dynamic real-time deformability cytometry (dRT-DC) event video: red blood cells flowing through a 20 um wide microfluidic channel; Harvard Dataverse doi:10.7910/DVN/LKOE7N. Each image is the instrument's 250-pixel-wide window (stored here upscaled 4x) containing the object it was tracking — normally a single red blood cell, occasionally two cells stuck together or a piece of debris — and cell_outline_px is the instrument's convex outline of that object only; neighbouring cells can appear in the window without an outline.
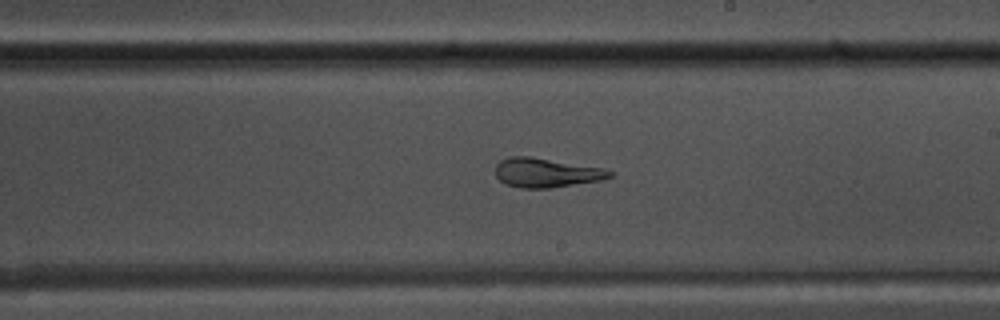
{"species": "common noctule bat (a hibernating species)", "species_latin": "Nyctalus noctula", "temperature_condition": "warm", "stored_images_in_passage": 38, "camera_frame_rate_fps": 3000, "um_per_image_px": 0.085, "animal": {"sex": "male", "body_mass_g": 17.5, "forearm_length_mm": 52.3}, "frame": {"image": 1, "passage_image": 16, "time_ms": 5.0, "image_size_px": [1000, 320], "cell_outline_px": [[612, 176], [600, 180], [552, 188], [520, 188], [508, 184], [500, 180], [496, 176], [496, 164], [500, 160], [512, 156], [532, 156], [604, 168], [612, 172]], "centroid_in_image_um": [46.42, 14.67], "position_along_channel_um": 242.6, "area_um2": 19.48}}
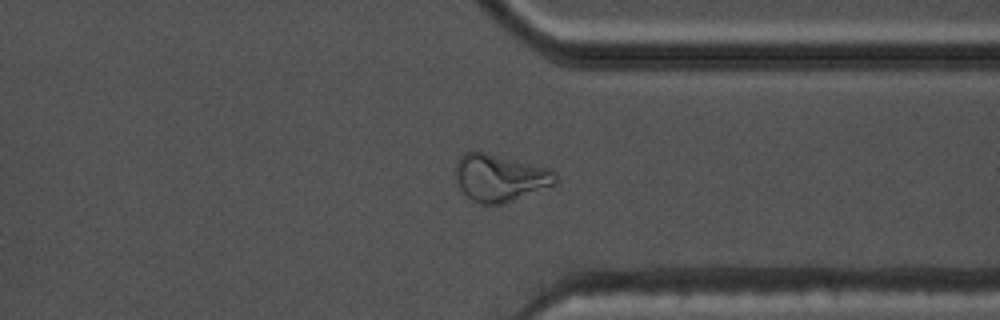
{"frame": {"image": 2, "passage_image": 26, "time_ms": 8.333, "image_size_px": [1000, 320], "cell_outline_px": [[556, 184], [512, 200], [500, 204], [480, 204], [472, 200], [460, 188], [456, 180], [456, 164], [460, 156], [464, 152], [472, 148], [548, 168], [556, 172]], "centroid_in_image_um": [42.45, 15.07], "position_along_channel_um": 368.9, "area_um2": 27.51}}
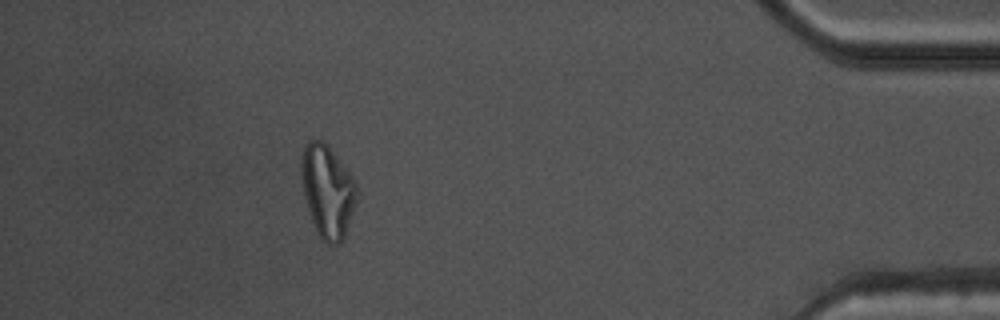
{"frame": {"image": 3, "passage_image": 33, "time_ms": 10.667, "image_size_px": [1000, 320], "cell_outline_px": [[356, 200], [344, 236], [340, 244], [328, 244], [320, 240], [316, 232], [304, 196], [300, 176], [300, 164], [304, 144], [308, 140], [324, 140], [352, 176], [356, 184]], "centroid_in_image_um": [27.8, 16.23], "position_along_channel_um": 407.4, "area_um2": 29.82}, "authors_computed_cell_mechanics": {"area_um2": 20.6057, "velocity_mm_per_s": 3.8121, "shape_relaxation_time_tau1_ms": 8.8205, "shape_relaxation_time_tau2_ms": 2.1243, "deformation_change_tau1": 0.2714, "deformation_change_tau2": 0.0764}}